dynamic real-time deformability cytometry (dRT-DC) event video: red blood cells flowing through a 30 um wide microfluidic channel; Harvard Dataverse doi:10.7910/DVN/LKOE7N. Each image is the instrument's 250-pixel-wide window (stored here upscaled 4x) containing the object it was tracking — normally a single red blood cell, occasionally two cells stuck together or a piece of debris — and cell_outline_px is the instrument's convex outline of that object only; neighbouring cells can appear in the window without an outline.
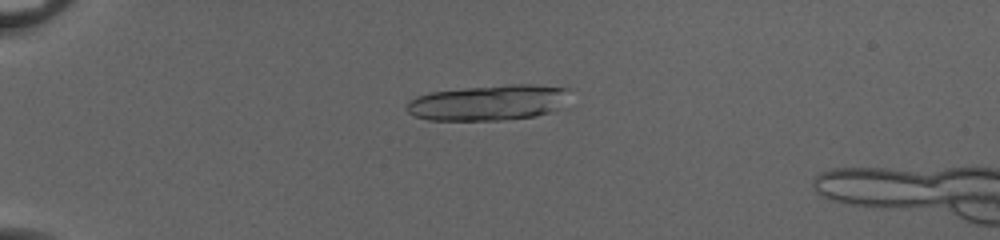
{"species": "common noctule bat (a hibernating species)", "species_latin": "Nyctalus noctula", "temperature_condition": "cold", "stored_images_in_passage": 53, "camera_frame_rate_fps": 3000, "um_per_image_px": 0.085, "animal": {"sex": "female", "body_mass_g": 20.0, "forearm_length_mm": 54.0}, "frame": {"image": 1, "passage_image": 16, "time_ms": 5.0, "image_size_px": [1000, 240], "cell_outline_px": [[572, 88], [556, 108], [548, 112], [536, 116], [500, 120], [428, 120], [416, 116], [408, 112], [404, 108], [408, 100], [416, 96], [432, 92], [464, 88], [508, 84], [536, 84]], "centroid_in_image_um": [41.46, 8.71], "position_along_channel_um": 43.5, "area_um2": 33.64}}